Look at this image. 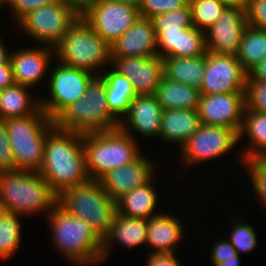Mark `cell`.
Returning a JSON list of instances; mask_svg holds the SVG:
<instances>
[{"instance_id": "cell-23", "label": "cell", "mask_w": 266, "mask_h": 266, "mask_svg": "<svg viewBox=\"0 0 266 266\" xmlns=\"http://www.w3.org/2000/svg\"><path fill=\"white\" fill-rule=\"evenodd\" d=\"M200 125L197 110L163 109L159 138L180 148Z\"/></svg>"}, {"instance_id": "cell-22", "label": "cell", "mask_w": 266, "mask_h": 266, "mask_svg": "<svg viewBox=\"0 0 266 266\" xmlns=\"http://www.w3.org/2000/svg\"><path fill=\"white\" fill-rule=\"evenodd\" d=\"M183 227L180 218L166 212L147 219V248L151 252H177L175 249L184 239Z\"/></svg>"}, {"instance_id": "cell-7", "label": "cell", "mask_w": 266, "mask_h": 266, "mask_svg": "<svg viewBox=\"0 0 266 266\" xmlns=\"http://www.w3.org/2000/svg\"><path fill=\"white\" fill-rule=\"evenodd\" d=\"M57 204L68 214L83 219L102 241L117 213V202L97 180L65 190Z\"/></svg>"}, {"instance_id": "cell-20", "label": "cell", "mask_w": 266, "mask_h": 266, "mask_svg": "<svg viewBox=\"0 0 266 266\" xmlns=\"http://www.w3.org/2000/svg\"><path fill=\"white\" fill-rule=\"evenodd\" d=\"M111 56H158L157 38L152 20L139 16L133 25L111 45Z\"/></svg>"}, {"instance_id": "cell-12", "label": "cell", "mask_w": 266, "mask_h": 266, "mask_svg": "<svg viewBox=\"0 0 266 266\" xmlns=\"http://www.w3.org/2000/svg\"><path fill=\"white\" fill-rule=\"evenodd\" d=\"M138 8L114 0H97L81 17L110 46L138 19Z\"/></svg>"}, {"instance_id": "cell-39", "label": "cell", "mask_w": 266, "mask_h": 266, "mask_svg": "<svg viewBox=\"0 0 266 266\" xmlns=\"http://www.w3.org/2000/svg\"><path fill=\"white\" fill-rule=\"evenodd\" d=\"M54 1L55 0H0V10L1 8L5 9V7L8 6L7 9L12 13L11 15L16 24L28 12Z\"/></svg>"}, {"instance_id": "cell-24", "label": "cell", "mask_w": 266, "mask_h": 266, "mask_svg": "<svg viewBox=\"0 0 266 266\" xmlns=\"http://www.w3.org/2000/svg\"><path fill=\"white\" fill-rule=\"evenodd\" d=\"M247 135V136H246ZM248 138L246 145L240 153V161L266 160V113L245 109L239 141L242 137Z\"/></svg>"}, {"instance_id": "cell-10", "label": "cell", "mask_w": 266, "mask_h": 266, "mask_svg": "<svg viewBox=\"0 0 266 266\" xmlns=\"http://www.w3.org/2000/svg\"><path fill=\"white\" fill-rule=\"evenodd\" d=\"M52 65L46 81L48 97L42 98L41 95L40 107L51 120H54L68 105L84 95L88 83L95 75L83 69L64 65L57 60Z\"/></svg>"}, {"instance_id": "cell-47", "label": "cell", "mask_w": 266, "mask_h": 266, "mask_svg": "<svg viewBox=\"0 0 266 266\" xmlns=\"http://www.w3.org/2000/svg\"><path fill=\"white\" fill-rule=\"evenodd\" d=\"M247 81H266V57L248 73Z\"/></svg>"}, {"instance_id": "cell-15", "label": "cell", "mask_w": 266, "mask_h": 266, "mask_svg": "<svg viewBox=\"0 0 266 266\" xmlns=\"http://www.w3.org/2000/svg\"><path fill=\"white\" fill-rule=\"evenodd\" d=\"M247 26L246 10L227 6L217 21L205 31L207 51L237 56Z\"/></svg>"}, {"instance_id": "cell-30", "label": "cell", "mask_w": 266, "mask_h": 266, "mask_svg": "<svg viewBox=\"0 0 266 266\" xmlns=\"http://www.w3.org/2000/svg\"><path fill=\"white\" fill-rule=\"evenodd\" d=\"M266 57V30L247 26L243 32L237 58L249 73Z\"/></svg>"}, {"instance_id": "cell-21", "label": "cell", "mask_w": 266, "mask_h": 266, "mask_svg": "<svg viewBox=\"0 0 266 266\" xmlns=\"http://www.w3.org/2000/svg\"><path fill=\"white\" fill-rule=\"evenodd\" d=\"M147 219L127 217L116 213L108 235L102 241L101 263L105 261L114 244L129 248L146 245ZM112 245V247H111Z\"/></svg>"}, {"instance_id": "cell-6", "label": "cell", "mask_w": 266, "mask_h": 266, "mask_svg": "<svg viewBox=\"0 0 266 266\" xmlns=\"http://www.w3.org/2000/svg\"><path fill=\"white\" fill-rule=\"evenodd\" d=\"M54 50L55 60L94 75H101L111 66V46L82 17L68 30Z\"/></svg>"}, {"instance_id": "cell-35", "label": "cell", "mask_w": 266, "mask_h": 266, "mask_svg": "<svg viewBox=\"0 0 266 266\" xmlns=\"http://www.w3.org/2000/svg\"><path fill=\"white\" fill-rule=\"evenodd\" d=\"M205 31L195 27L182 30L179 49H174V57H196L206 55Z\"/></svg>"}, {"instance_id": "cell-18", "label": "cell", "mask_w": 266, "mask_h": 266, "mask_svg": "<svg viewBox=\"0 0 266 266\" xmlns=\"http://www.w3.org/2000/svg\"><path fill=\"white\" fill-rule=\"evenodd\" d=\"M162 110L154 94L136 95L130 103L128 112L121 119L119 128L135 140L136 133L144 138L157 139L160 136Z\"/></svg>"}, {"instance_id": "cell-42", "label": "cell", "mask_w": 266, "mask_h": 266, "mask_svg": "<svg viewBox=\"0 0 266 266\" xmlns=\"http://www.w3.org/2000/svg\"><path fill=\"white\" fill-rule=\"evenodd\" d=\"M246 19L248 26L266 30V0H250Z\"/></svg>"}, {"instance_id": "cell-32", "label": "cell", "mask_w": 266, "mask_h": 266, "mask_svg": "<svg viewBox=\"0 0 266 266\" xmlns=\"http://www.w3.org/2000/svg\"><path fill=\"white\" fill-rule=\"evenodd\" d=\"M193 27L206 31L227 7L219 0H189Z\"/></svg>"}, {"instance_id": "cell-51", "label": "cell", "mask_w": 266, "mask_h": 266, "mask_svg": "<svg viewBox=\"0 0 266 266\" xmlns=\"http://www.w3.org/2000/svg\"><path fill=\"white\" fill-rule=\"evenodd\" d=\"M114 1L126 3V4H129V5H132V6L136 7V8H139V6L142 3V0H114Z\"/></svg>"}, {"instance_id": "cell-33", "label": "cell", "mask_w": 266, "mask_h": 266, "mask_svg": "<svg viewBox=\"0 0 266 266\" xmlns=\"http://www.w3.org/2000/svg\"><path fill=\"white\" fill-rule=\"evenodd\" d=\"M156 36L162 30H184L193 27L189 3L180 9L151 18Z\"/></svg>"}, {"instance_id": "cell-4", "label": "cell", "mask_w": 266, "mask_h": 266, "mask_svg": "<svg viewBox=\"0 0 266 266\" xmlns=\"http://www.w3.org/2000/svg\"><path fill=\"white\" fill-rule=\"evenodd\" d=\"M53 121L59 130L82 134L117 129L120 123L108 108L106 83L101 75H95L84 95L68 105Z\"/></svg>"}, {"instance_id": "cell-38", "label": "cell", "mask_w": 266, "mask_h": 266, "mask_svg": "<svg viewBox=\"0 0 266 266\" xmlns=\"http://www.w3.org/2000/svg\"><path fill=\"white\" fill-rule=\"evenodd\" d=\"M245 109L266 113V81H247Z\"/></svg>"}, {"instance_id": "cell-14", "label": "cell", "mask_w": 266, "mask_h": 266, "mask_svg": "<svg viewBox=\"0 0 266 266\" xmlns=\"http://www.w3.org/2000/svg\"><path fill=\"white\" fill-rule=\"evenodd\" d=\"M245 107V92H230L201 95L197 111L201 124L226 127L239 134Z\"/></svg>"}, {"instance_id": "cell-29", "label": "cell", "mask_w": 266, "mask_h": 266, "mask_svg": "<svg viewBox=\"0 0 266 266\" xmlns=\"http://www.w3.org/2000/svg\"><path fill=\"white\" fill-rule=\"evenodd\" d=\"M101 76L106 83L108 108L121 121L128 112L131 101L136 96L132 82L111 67L104 70Z\"/></svg>"}, {"instance_id": "cell-16", "label": "cell", "mask_w": 266, "mask_h": 266, "mask_svg": "<svg viewBox=\"0 0 266 266\" xmlns=\"http://www.w3.org/2000/svg\"><path fill=\"white\" fill-rule=\"evenodd\" d=\"M111 68L132 82L136 95L155 94L164 75L163 60L160 56H111Z\"/></svg>"}, {"instance_id": "cell-19", "label": "cell", "mask_w": 266, "mask_h": 266, "mask_svg": "<svg viewBox=\"0 0 266 266\" xmlns=\"http://www.w3.org/2000/svg\"><path fill=\"white\" fill-rule=\"evenodd\" d=\"M35 46L11 52L10 63L16 84L32 88L49 75L50 64L55 59V50L48 46Z\"/></svg>"}, {"instance_id": "cell-13", "label": "cell", "mask_w": 266, "mask_h": 266, "mask_svg": "<svg viewBox=\"0 0 266 266\" xmlns=\"http://www.w3.org/2000/svg\"><path fill=\"white\" fill-rule=\"evenodd\" d=\"M248 73L237 56L206 52V68L200 88L201 95L245 92Z\"/></svg>"}, {"instance_id": "cell-9", "label": "cell", "mask_w": 266, "mask_h": 266, "mask_svg": "<svg viewBox=\"0 0 266 266\" xmlns=\"http://www.w3.org/2000/svg\"><path fill=\"white\" fill-rule=\"evenodd\" d=\"M80 16L62 0L41 6L28 12L18 22L27 37L38 42V46L55 48L68 30L77 22Z\"/></svg>"}, {"instance_id": "cell-44", "label": "cell", "mask_w": 266, "mask_h": 266, "mask_svg": "<svg viewBox=\"0 0 266 266\" xmlns=\"http://www.w3.org/2000/svg\"><path fill=\"white\" fill-rule=\"evenodd\" d=\"M146 266H182L176 252H148Z\"/></svg>"}, {"instance_id": "cell-46", "label": "cell", "mask_w": 266, "mask_h": 266, "mask_svg": "<svg viewBox=\"0 0 266 266\" xmlns=\"http://www.w3.org/2000/svg\"><path fill=\"white\" fill-rule=\"evenodd\" d=\"M73 9L80 17L85 14L97 0H62Z\"/></svg>"}, {"instance_id": "cell-34", "label": "cell", "mask_w": 266, "mask_h": 266, "mask_svg": "<svg viewBox=\"0 0 266 266\" xmlns=\"http://www.w3.org/2000/svg\"><path fill=\"white\" fill-rule=\"evenodd\" d=\"M233 222L230 235H227L229 238L226 237V239L232 244L236 252L240 255V253H249L256 250L259 242L255 226L253 227L247 222L244 223L241 219Z\"/></svg>"}, {"instance_id": "cell-8", "label": "cell", "mask_w": 266, "mask_h": 266, "mask_svg": "<svg viewBox=\"0 0 266 266\" xmlns=\"http://www.w3.org/2000/svg\"><path fill=\"white\" fill-rule=\"evenodd\" d=\"M15 159V171L39 172L43 163L46 135L54 121L40 109L36 114L3 120Z\"/></svg>"}, {"instance_id": "cell-11", "label": "cell", "mask_w": 266, "mask_h": 266, "mask_svg": "<svg viewBox=\"0 0 266 266\" xmlns=\"http://www.w3.org/2000/svg\"><path fill=\"white\" fill-rule=\"evenodd\" d=\"M238 142L239 134L233 129L201 124L180 147L181 164L193 167L220 158L236 147Z\"/></svg>"}, {"instance_id": "cell-2", "label": "cell", "mask_w": 266, "mask_h": 266, "mask_svg": "<svg viewBox=\"0 0 266 266\" xmlns=\"http://www.w3.org/2000/svg\"><path fill=\"white\" fill-rule=\"evenodd\" d=\"M46 219L51 230V243L61 256L75 266L101 263L102 240L83 219L68 214L58 204Z\"/></svg>"}, {"instance_id": "cell-45", "label": "cell", "mask_w": 266, "mask_h": 266, "mask_svg": "<svg viewBox=\"0 0 266 266\" xmlns=\"http://www.w3.org/2000/svg\"><path fill=\"white\" fill-rule=\"evenodd\" d=\"M14 77L10 61L0 64V91L13 85Z\"/></svg>"}, {"instance_id": "cell-48", "label": "cell", "mask_w": 266, "mask_h": 266, "mask_svg": "<svg viewBox=\"0 0 266 266\" xmlns=\"http://www.w3.org/2000/svg\"><path fill=\"white\" fill-rule=\"evenodd\" d=\"M7 48L8 47L6 46L4 40L1 39V36H0V64L7 63L8 61H10L11 50Z\"/></svg>"}, {"instance_id": "cell-25", "label": "cell", "mask_w": 266, "mask_h": 266, "mask_svg": "<svg viewBox=\"0 0 266 266\" xmlns=\"http://www.w3.org/2000/svg\"><path fill=\"white\" fill-rule=\"evenodd\" d=\"M155 177L146 185L135 188L121 196L117 202V213L127 217L149 219L163 211H155L160 195L155 186Z\"/></svg>"}, {"instance_id": "cell-50", "label": "cell", "mask_w": 266, "mask_h": 266, "mask_svg": "<svg viewBox=\"0 0 266 266\" xmlns=\"http://www.w3.org/2000/svg\"><path fill=\"white\" fill-rule=\"evenodd\" d=\"M241 260L240 255L233 256L232 258L224 259L223 262L218 263L216 266H240Z\"/></svg>"}, {"instance_id": "cell-5", "label": "cell", "mask_w": 266, "mask_h": 266, "mask_svg": "<svg viewBox=\"0 0 266 266\" xmlns=\"http://www.w3.org/2000/svg\"><path fill=\"white\" fill-rule=\"evenodd\" d=\"M138 141L120 128L83 133L87 172L91 180H99L107 172L128 165L143 153Z\"/></svg>"}, {"instance_id": "cell-26", "label": "cell", "mask_w": 266, "mask_h": 266, "mask_svg": "<svg viewBox=\"0 0 266 266\" xmlns=\"http://www.w3.org/2000/svg\"><path fill=\"white\" fill-rule=\"evenodd\" d=\"M30 87L16 84L0 91V120L36 114L40 96H33Z\"/></svg>"}, {"instance_id": "cell-3", "label": "cell", "mask_w": 266, "mask_h": 266, "mask_svg": "<svg viewBox=\"0 0 266 266\" xmlns=\"http://www.w3.org/2000/svg\"><path fill=\"white\" fill-rule=\"evenodd\" d=\"M58 196L39 172L14 171L0 173V210L25 216L50 212Z\"/></svg>"}, {"instance_id": "cell-41", "label": "cell", "mask_w": 266, "mask_h": 266, "mask_svg": "<svg viewBox=\"0 0 266 266\" xmlns=\"http://www.w3.org/2000/svg\"><path fill=\"white\" fill-rule=\"evenodd\" d=\"M15 159L10 146L5 122L0 120V173L14 172Z\"/></svg>"}, {"instance_id": "cell-36", "label": "cell", "mask_w": 266, "mask_h": 266, "mask_svg": "<svg viewBox=\"0 0 266 266\" xmlns=\"http://www.w3.org/2000/svg\"><path fill=\"white\" fill-rule=\"evenodd\" d=\"M248 173L254 195L263 208H266V160H248L242 164Z\"/></svg>"}, {"instance_id": "cell-31", "label": "cell", "mask_w": 266, "mask_h": 266, "mask_svg": "<svg viewBox=\"0 0 266 266\" xmlns=\"http://www.w3.org/2000/svg\"><path fill=\"white\" fill-rule=\"evenodd\" d=\"M20 215L0 210V260L13 257L21 245L22 224Z\"/></svg>"}, {"instance_id": "cell-40", "label": "cell", "mask_w": 266, "mask_h": 266, "mask_svg": "<svg viewBox=\"0 0 266 266\" xmlns=\"http://www.w3.org/2000/svg\"><path fill=\"white\" fill-rule=\"evenodd\" d=\"M182 30H162L157 36L158 56L174 57V49H179Z\"/></svg>"}, {"instance_id": "cell-1", "label": "cell", "mask_w": 266, "mask_h": 266, "mask_svg": "<svg viewBox=\"0 0 266 266\" xmlns=\"http://www.w3.org/2000/svg\"><path fill=\"white\" fill-rule=\"evenodd\" d=\"M39 173L57 196L67 189L89 182L83 134L54 127L45 138Z\"/></svg>"}, {"instance_id": "cell-27", "label": "cell", "mask_w": 266, "mask_h": 266, "mask_svg": "<svg viewBox=\"0 0 266 266\" xmlns=\"http://www.w3.org/2000/svg\"><path fill=\"white\" fill-rule=\"evenodd\" d=\"M164 76L200 90L206 68V55L163 57Z\"/></svg>"}, {"instance_id": "cell-43", "label": "cell", "mask_w": 266, "mask_h": 266, "mask_svg": "<svg viewBox=\"0 0 266 266\" xmlns=\"http://www.w3.org/2000/svg\"><path fill=\"white\" fill-rule=\"evenodd\" d=\"M215 243V244H214ZM209 253L212 266H216L218 263L223 262L224 259L232 258L233 256H238L235 248L232 244L225 238H219V241H215Z\"/></svg>"}, {"instance_id": "cell-28", "label": "cell", "mask_w": 266, "mask_h": 266, "mask_svg": "<svg viewBox=\"0 0 266 266\" xmlns=\"http://www.w3.org/2000/svg\"><path fill=\"white\" fill-rule=\"evenodd\" d=\"M162 109L197 110L201 97L200 90L163 77L154 94Z\"/></svg>"}, {"instance_id": "cell-49", "label": "cell", "mask_w": 266, "mask_h": 266, "mask_svg": "<svg viewBox=\"0 0 266 266\" xmlns=\"http://www.w3.org/2000/svg\"><path fill=\"white\" fill-rule=\"evenodd\" d=\"M219 1L223 2L228 7H240L246 10L250 0H219Z\"/></svg>"}, {"instance_id": "cell-37", "label": "cell", "mask_w": 266, "mask_h": 266, "mask_svg": "<svg viewBox=\"0 0 266 266\" xmlns=\"http://www.w3.org/2000/svg\"><path fill=\"white\" fill-rule=\"evenodd\" d=\"M189 0H142L139 6V15L145 18H153L173 10L185 7Z\"/></svg>"}, {"instance_id": "cell-17", "label": "cell", "mask_w": 266, "mask_h": 266, "mask_svg": "<svg viewBox=\"0 0 266 266\" xmlns=\"http://www.w3.org/2000/svg\"><path fill=\"white\" fill-rule=\"evenodd\" d=\"M156 167L147 155H141L134 162L107 172L98 181L107 194L117 201L124 194L149 183L156 176Z\"/></svg>"}]
</instances>
